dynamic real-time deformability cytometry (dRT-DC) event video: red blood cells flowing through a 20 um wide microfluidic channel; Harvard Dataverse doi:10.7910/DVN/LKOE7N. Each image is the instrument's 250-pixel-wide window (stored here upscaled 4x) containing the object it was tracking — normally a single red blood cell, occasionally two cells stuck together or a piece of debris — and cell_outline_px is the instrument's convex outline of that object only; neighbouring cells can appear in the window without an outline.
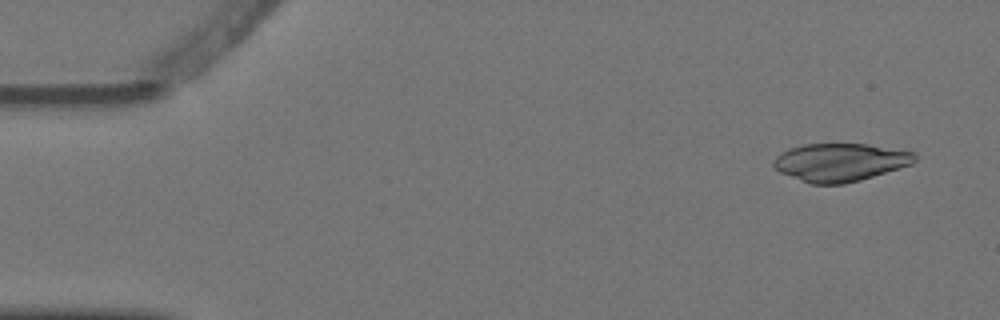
{"species": "Egyptian fruit bat (a non-hibernating species)", "species_latin": "Rousettus aegyptiacus", "temperature_condition": "warm", "stored_images_in_passage": 5, "camera_frame_rate_fps": 3000, "um_per_image_px": 0.085, "animal": {"sex": "female"}, "frame": {"image": 1, "passage_image": 1, "time_ms": 0.0, "image_size_px": [1000, 320], "cell_outline_px": [[916, 160], [912, 164], [860, 180], [844, 184], [812, 184], [780, 172], [772, 168], [772, 160], [776, 156], [788, 148], [804, 144], [868, 144], [916, 152]], "centroid_in_image_um": [71.39, 13.78], "position_along_channel_um": 13.6, "area_um2": 31.33}}